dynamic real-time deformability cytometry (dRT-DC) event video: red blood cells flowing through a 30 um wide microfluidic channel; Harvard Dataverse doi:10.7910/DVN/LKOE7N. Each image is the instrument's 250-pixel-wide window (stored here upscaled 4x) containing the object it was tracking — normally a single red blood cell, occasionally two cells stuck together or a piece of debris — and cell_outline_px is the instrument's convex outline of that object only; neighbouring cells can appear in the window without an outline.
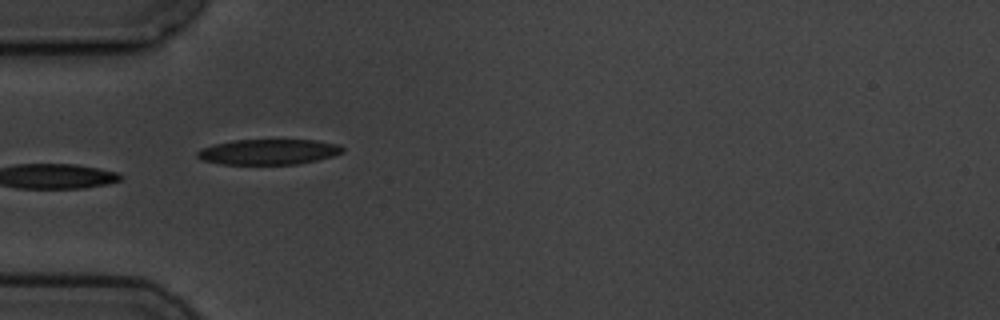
{"species": "common noctule bat (a hibernating species)", "species_latin": "Nyctalus noctula", "temperature_condition": "cold", "stored_images_in_passage": 10, "camera_frame_rate_fps": 3000, "um_per_image_px": 0.085, "animal": {"sex": "male", "body_mass_g": 19.5, "forearm_length_mm": 54.6}, "frame": {"image": 1, "passage_image": 5, "time_ms": 5.667, "image_size_px": [1000, 320], "cell_outline_px": [[344, 152], [332, 156], [300, 164], [220, 164], [200, 160], [196, 156], [196, 152], [204, 148], [216, 144], [232, 140], [316, 140], [340, 144], [344, 148]], "centroid_in_image_um": [22.85, 12.91], "position_along_channel_um": 62.2, "area_um2": 21.56}}
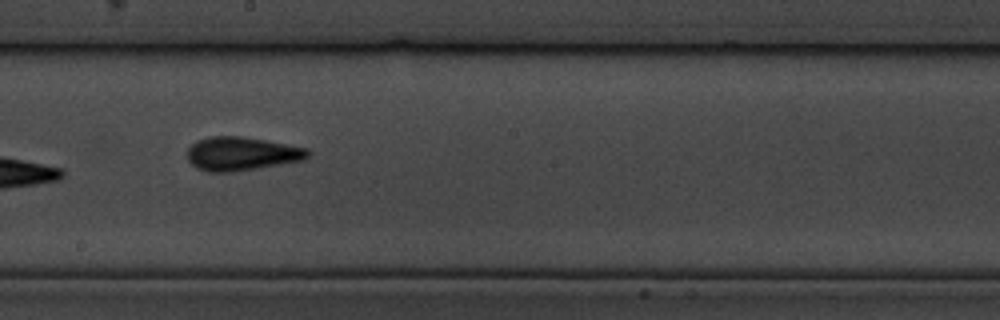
{"frame": {"image": 2, "passage_image": 9, "time_ms": 10.333, "image_size_px": [1000, 320], "cell_outline_px": [[312, 152], [304, 160], [256, 168], [228, 172], [208, 172], [196, 168], [188, 160], [188, 148], [196, 140], [208, 136], [240, 136], [264, 140], [308, 148]], "centroid_in_image_um": [20.52, 13.06], "position_along_channel_um": 227.7, "area_um2": 23.58}}